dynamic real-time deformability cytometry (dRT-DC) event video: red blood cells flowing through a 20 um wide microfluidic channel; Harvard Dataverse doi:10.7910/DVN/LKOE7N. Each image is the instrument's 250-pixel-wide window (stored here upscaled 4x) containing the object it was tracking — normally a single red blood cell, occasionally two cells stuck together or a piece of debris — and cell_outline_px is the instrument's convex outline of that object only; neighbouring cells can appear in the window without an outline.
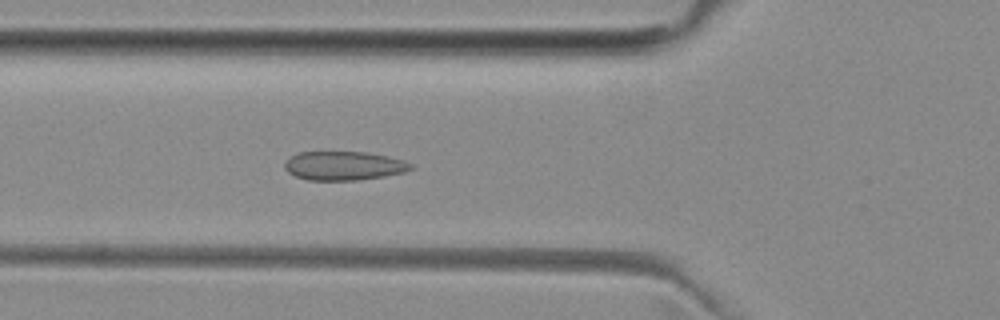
{"species": "common noctule bat (a hibernating species)", "species_latin": "Nyctalus noctula", "temperature_condition": "room temperature", "stored_images_in_passage": 21, "camera_frame_rate_fps": 3000, "um_per_image_px": 0.085, "animal": {"sex": "female", "body_mass_g": 29.2, "forearm_length_mm": 56.3}, "frame": {"image": 1, "passage_image": 15, "time_ms": 4.667, "image_size_px": [1000, 320], "cell_outline_px": [[412, 168], [404, 172], [384, 176], [360, 180], [308, 180], [296, 176], [288, 172], [284, 168], [284, 164], [296, 152], [368, 152], [388, 156], [404, 160], [412, 164]], "centroid_in_image_um": [29.23, 14.09], "position_along_channel_um": 96.6, "area_um2": 21.21}}
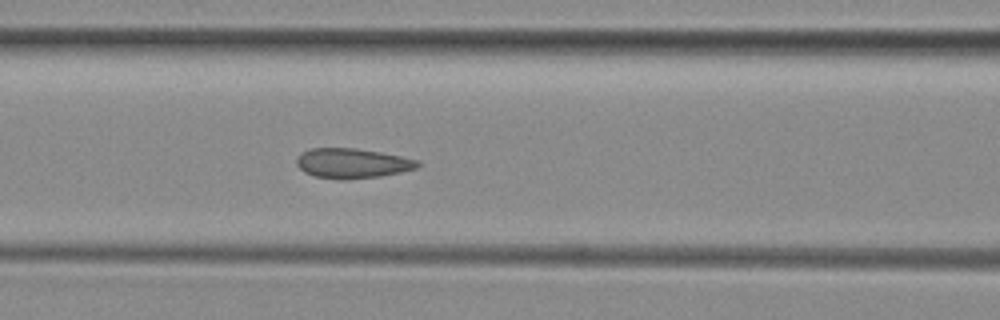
{"frame": {"image": 2, "passage_image": 18, "time_ms": 5.667, "image_size_px": [1000, 320], "cell_outline_px": [[420, 164], [416, 168], [400, 172], [380, 176], [344, 180], [340, 180], [316, 176], [304, 172], [296, 164], [296, 156], [300, 152], [308, 148], [356, 148], [380, 152], [420, 160]], "centroid_in_image_um": [29.9, 13.87], "position_along_channel_um": 136.7, "area_um2": 21.21}}
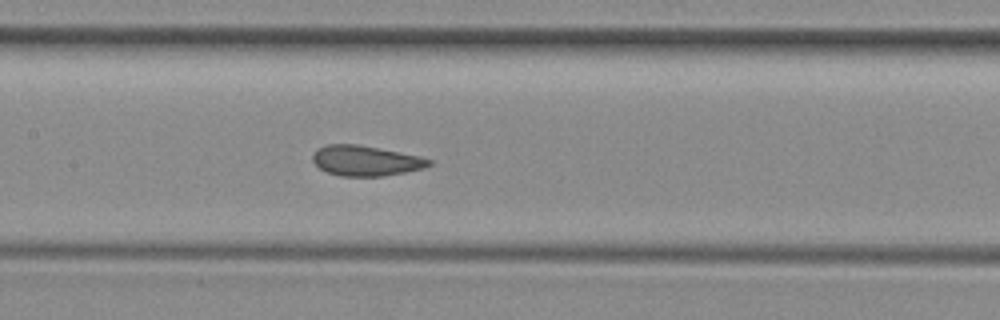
{"frame": {"image": 3, "passage_image": 21, "time_ms": 6.667, "image_size_px": [1000, 320], "cell_outline_px": [[432, 164], [424, 168], [384, 176], [340, 176], [328, 172], [320, 168], [312, 160], [312, 152], [316, 148], [328, 144], [356, 144], [380, 148], [420, 156], [432, 160]], "centroid_in_image_um": [31.07, 13.65], "position_along_channel_um": 176.3, "area_um2": 20.58}}